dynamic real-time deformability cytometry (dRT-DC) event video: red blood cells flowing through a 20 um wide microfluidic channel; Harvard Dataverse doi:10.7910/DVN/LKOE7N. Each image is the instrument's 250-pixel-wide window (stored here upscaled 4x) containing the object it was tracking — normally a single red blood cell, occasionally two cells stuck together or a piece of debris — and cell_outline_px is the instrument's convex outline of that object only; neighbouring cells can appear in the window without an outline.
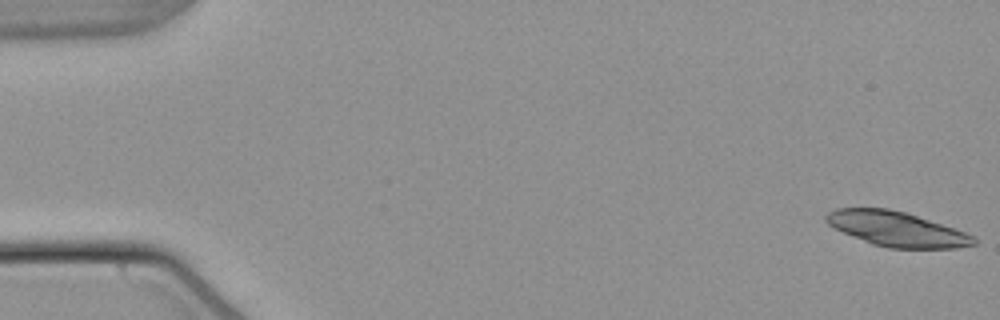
{"species": "common noctule bat (a hibernating species)", "species_latin": "Nyctalus noctula", "temperature_condition": "warm", "stored_images_in_passage": 20, "camera_frame_rate_fps": 3000, "um_per_image_px": 0.085, "animal": {"sex": "male", "body_mass_g": 21.5, "forearm_length_mm": 52.0}, "frame": {"image": 1, "passage_image": 1, "time_ms": 0.0, "image_size_px": [1000, 320], "cell_outline_px": [[976, 244], [956, 248], [888, 248], [872, 244], [844, 232], [828, 224], [824, 220], [824, 216], [828, 212], [836, 208], [888, 208], [904, 212], [964, 232], [972, 236], [976, 240]], "centroid_in_image_um": [76.17, 19.46], "position_along_channel_um": 8.8, "area_um2": 29.36}}